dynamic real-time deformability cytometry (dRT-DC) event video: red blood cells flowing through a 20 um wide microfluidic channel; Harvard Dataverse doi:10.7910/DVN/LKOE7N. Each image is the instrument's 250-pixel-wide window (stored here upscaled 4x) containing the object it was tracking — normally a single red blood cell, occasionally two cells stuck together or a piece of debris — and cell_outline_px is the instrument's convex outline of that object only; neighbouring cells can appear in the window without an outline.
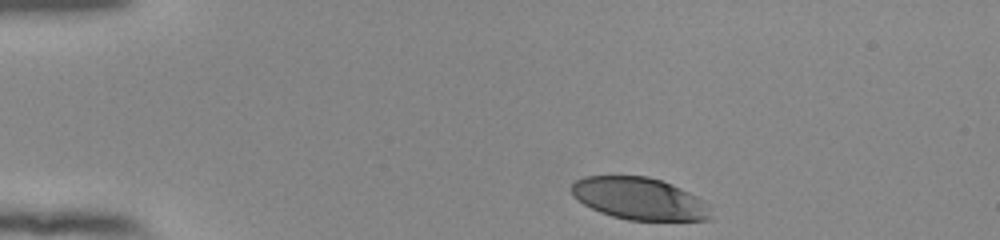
{"species": "human", "species_latin": "Homo sapiens", "temperature_condition": "room temperature", "stored_images_in_passage": 37, "camera_frame_rate_fps": 3000, "um_per_image_px": 0.085, "donor": {"sex": "female"}, "frame": {"image": 1, "passage_image": 1, "time_ms": 0.0, "image_size_px": [1000, 240], "cell_outline_px": [[708, 220], [628, 220], [612, 216], [600, 212], [584, 204], [572, 192], [572, 184], [576, 180], [584, 176], [648, 176], [672, 184], [696, 196], [700, 200], [708, 216]], "centroid_in_image_um": [54.26, 16.87], "position_along_channel_um": 30.7, "area_um2": 33.29}}
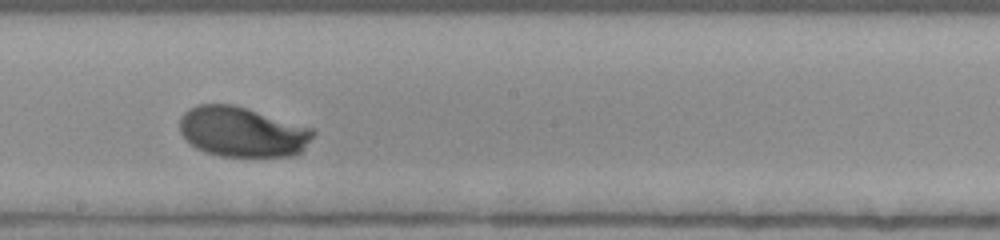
{"frame": {"image": 2, "passage_image": 22, "time_ms": 7.0, "image_size_px": [1000, 240], "cell_outline_px": [[316, 132], [300, 152], [292, 156], [220, 156], [204, 152], [196, 148], [180, 132], [180, 116], [188, 108], [196, 104], [232, 104], [312, 128]], "centroid_in_image_um": [20.56, 11.2], "position_along_channel_um": 227.6, "area_um2": 38.67}}
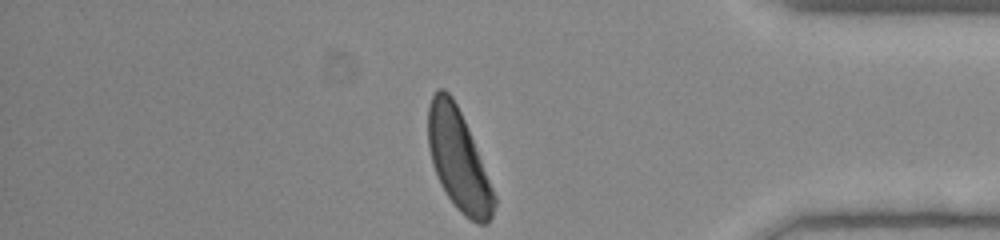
{"frame": {"image": 3, "passage_image": 37, "time_ms": 12.0, "image_size_px": [1000, 240], "cell_outline_px": [[496, 204], [492, 216], [484, 224], [476, 224], [464, 216], [456, 208], [440, 184], [428, 148], [428, 104], [436, 88], [444, 88], [452, 96], [468, 128], [496, 196]], "centroid_in_image_um": [38.96, 13.59], "position_along_channel_um": 396.2, "area_um2": 38.44}, "authors_computed_cell_mechanics": {"area_um2": 38.6104, "velocity_mm_per_s": 3.842, "shape_relaxation_time_tau1_ms": 2.5201, "shape_relaxation_time_tau2_ms": null, "deformation_change_tau1": 0.1515, "deformation_change_tau2": null}}